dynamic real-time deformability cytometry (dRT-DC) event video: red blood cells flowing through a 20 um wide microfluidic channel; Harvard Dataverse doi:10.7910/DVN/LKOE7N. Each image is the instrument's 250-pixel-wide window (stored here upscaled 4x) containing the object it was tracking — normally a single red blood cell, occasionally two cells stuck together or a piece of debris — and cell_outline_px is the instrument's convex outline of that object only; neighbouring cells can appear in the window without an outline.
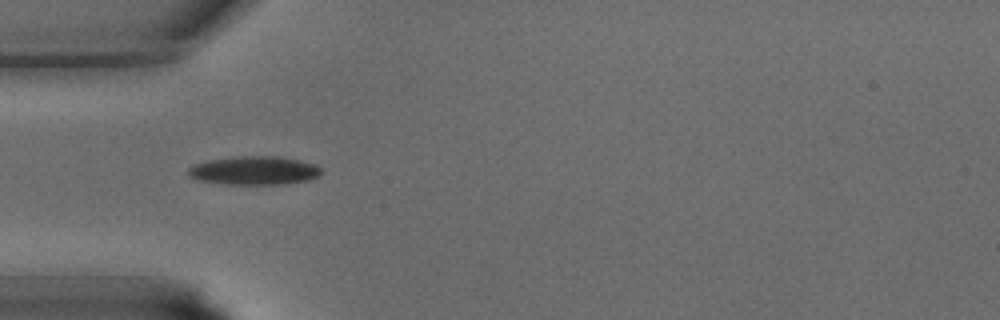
{"species": "common noctule bat (a hibernating species)", "species_latin": "Nyctalus noctula", "temperature_condition": "warm", "stored_images_in_passage": 38, "camera_frame_rate_fps": 3000, "um_per_image_px": 0.085, "animal": {"sex": "male", "body_mass_g": 15.6}, "frame": {"image": 1, "passage_image": 11, "time_ms": 3.333, "image_size_px": [1000, 320], "cell_outline_px": [[320, 176], [308, 180], [288, 184], [224, 184], [200, 180], [188, 176], [188, 168], [192, 164], [208, 160], [240, 156], [280, 156], [316, 164], [320, 168]], "centroid_in_image_um": [21.61, 14.49], "position_along_channel_um": 63.4, "area_um2": 22.25}}
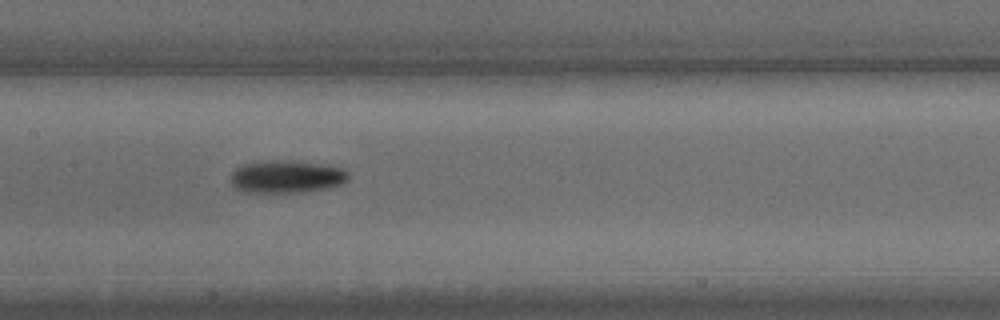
{"frame": {"image": 2, "passage_image": 18, "time_ms": 5.667, "image_size_px": [1000, 320], "cell_outline_px": [[348, 180], [340, 184], [328, 188], [304, 192], [248, 192], [236, 188], [232, 184], [232, 172], [236, 168], [244, 164], [260, 160], [296, 160], [328, 164], [340, 168], [348, 172]], "centroid_in_image_um": [24.38, 14.99], "position_along_channel_um": 183.0, "area_um2": 22.6}}
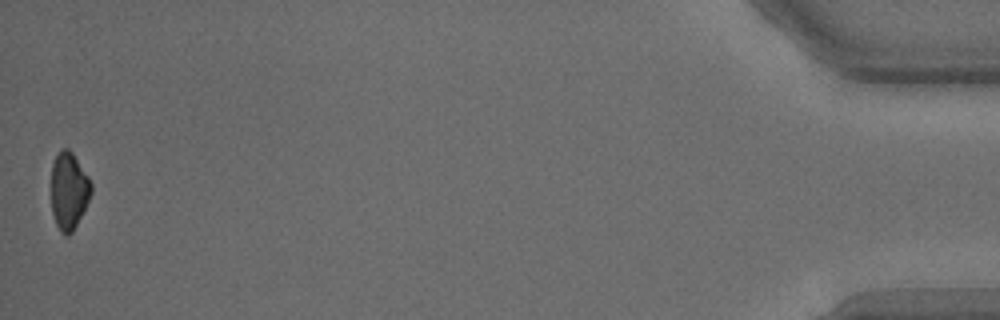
{"frame": {"image": 3, "passage_image": 38, "time_ms": 12.333, "image_size_px": [1000, 320], "cell_outline_px": [[92, 192], [72, 232], [68, 236], [64, 236], [60, 232], [56, 224], [52, 212], [52, 164], [60, 148], [68, 148], [72, 152], [88, 176], [92, 184]], "centroid_in_image_um": [5.84, 16.21], "position_along_channel_um": 429.4, "area_um2": 17.8}}